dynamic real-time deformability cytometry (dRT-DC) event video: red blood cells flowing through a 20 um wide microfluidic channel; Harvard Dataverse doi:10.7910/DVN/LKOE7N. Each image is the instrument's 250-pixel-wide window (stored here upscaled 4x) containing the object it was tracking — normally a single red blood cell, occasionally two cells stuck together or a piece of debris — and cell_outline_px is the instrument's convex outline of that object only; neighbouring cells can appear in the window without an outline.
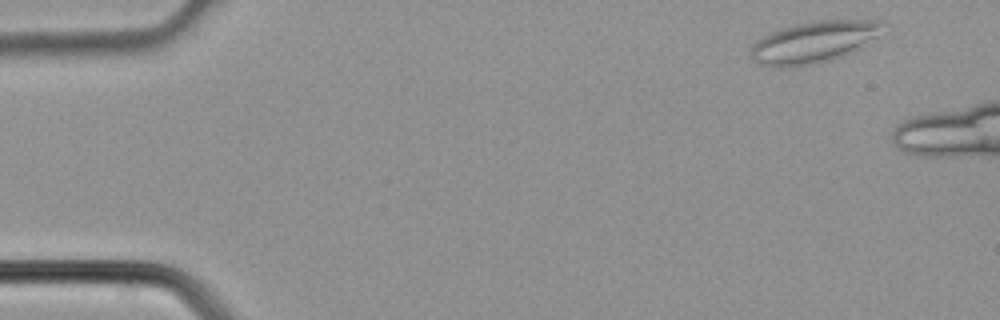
{"species": "common noctule bat (a hibernating species)", "species_latin": "Nyctalus noctula", "temperature_condition": "cold", "stored_images_in_passage": 3, "camera_frame_rate_fps": 3000, "um_per_image_px": 0.085, "animal": {"sex": "male", "body_mass_g": 21.5, "forearm_length_mm": 52.0}, "frame": {"image": 1, "passage_image": 1, "time_ms": 0.0, "image_size_px": [1000, 320], "cell_outline_px": [[888, 24], [876, 36], [852, 52], [844, 56], [832, 60], [812, 64], [788, 68], [768, 68], [752, 60], [748, 56], [748, 52], [752, 44], [760, 36], [796, 24], [812, 20], [884, 20]], "centroid_in_image_um": [69.11, 3.59], "position_along_channel_um": 15.9, "area_um2": 32.6}}